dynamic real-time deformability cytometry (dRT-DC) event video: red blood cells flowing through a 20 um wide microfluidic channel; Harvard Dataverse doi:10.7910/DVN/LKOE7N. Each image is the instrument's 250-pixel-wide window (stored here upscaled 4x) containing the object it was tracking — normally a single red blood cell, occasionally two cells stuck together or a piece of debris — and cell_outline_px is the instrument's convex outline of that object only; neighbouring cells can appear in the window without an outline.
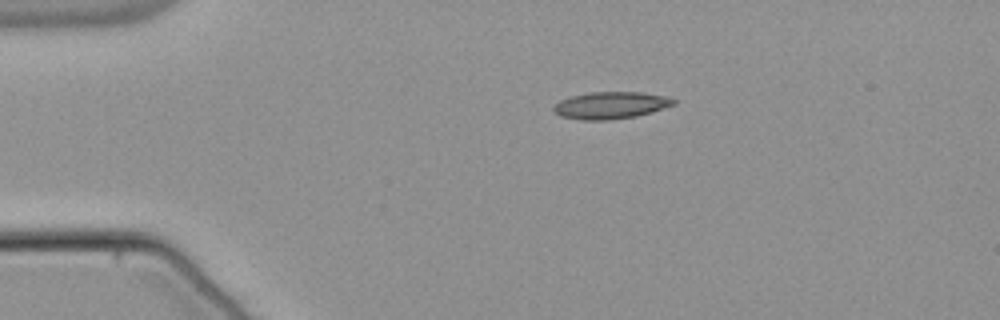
{"species": "common noctule bat (a hibernating species)", "species_latin": "Nyctalus noctula", "temperature_condition": "warm", "stored_images_in_passage": 36, "camera_frame_rate_fps": 3000, "um_per_image_px": 0.085, "animal": {"sex": "male", "body_mass_g": 21.5, "forearm_length_mm": 52.0}, "frame": {"image": 1, "passage_image": 1, "time_ms": 0.0, "image_size_px": [1000, 320], "cell_outline_px": [[676, 104], [652, 112], [636, 116], [608, 120], [580, 120], [560, 116], [552, 108], [560, 100], [572, 96], [588, 92], [640, 92], [668, 96], [676, 100]], "centroid_in_image_um": [51.94, 8.95], "position_along_channel_um": 33.1, "area_um2": 18.96}}
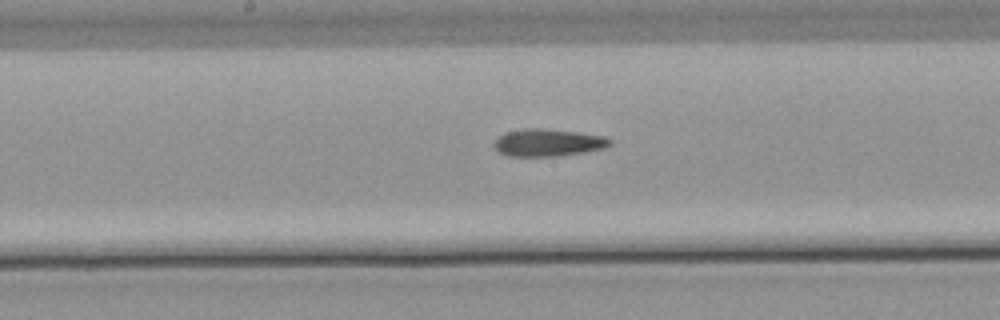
{"frame": {"image": 2, "passage_image": 18, "time_ms": 5.667, "image_size_px": [1000, 320], "cell_outline_px": [[612, 144], [604, 148], [584, 152], [556, 156], [508, 156], [500, 152], [492, 144], [504, 132], [524, 128], [544, 128], [608, 136], [612, 140]], "centroid_in_image_um": [46.61, 12.11], "position_along_channel_um": 201.6, "area_um2": 18.55}}
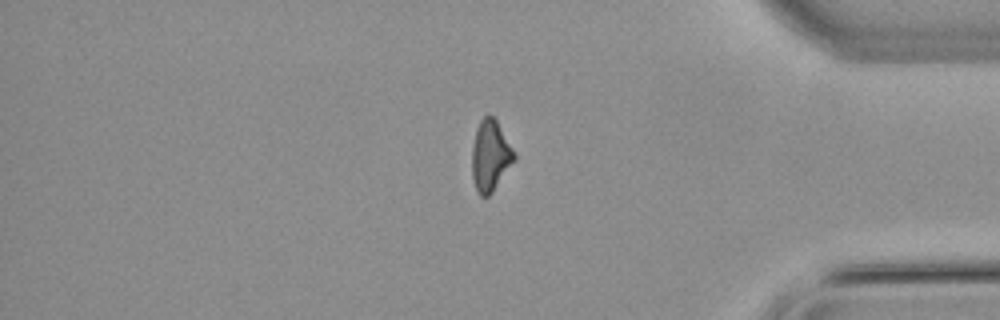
{"frame": {"image": 3, "passage_image": 35, "time_ms": 11.333, "image_size_px": [1000, 320], "cell_outline_px": [[516, 160], [492, 192], [488, 196], [480, 196], [476, 188], [472, 176], [472, 144], [476, 128], [480, 120], [488, 112], [496, 120], [516, 156]], "centroid_in_image_um": [41.66, 13.23], "position_along_channel_um": 393.5, "area_um2": 17.4}}